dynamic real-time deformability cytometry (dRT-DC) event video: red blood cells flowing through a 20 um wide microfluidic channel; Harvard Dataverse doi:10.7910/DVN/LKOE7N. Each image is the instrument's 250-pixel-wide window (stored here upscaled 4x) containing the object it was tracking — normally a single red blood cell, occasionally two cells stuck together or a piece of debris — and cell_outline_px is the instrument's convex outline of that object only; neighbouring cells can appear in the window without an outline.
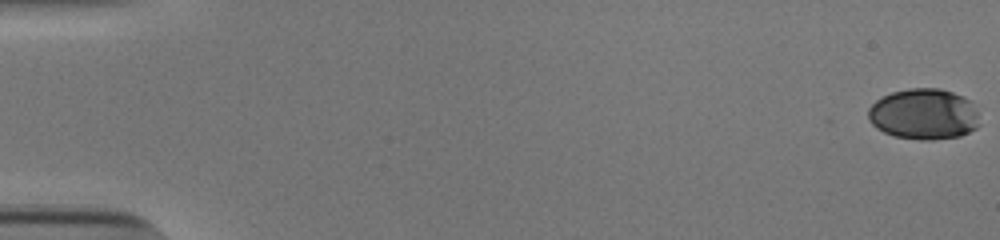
{"species": "human", "species_latin": "Homo sapiens", "temperature_condition": "cold", "stored_images_in_passage": 54, "camera_frame_rate_fps": 3000, "um_per_image_px": 0.085, "donor": {"sex": "male"}, "frame": {"image": 1, "passage_image": 1, "time_ms": 0.0, "image_size_px": [1000, 240], "cell_outline_px": [[980, 124], [976, 128], [960, 136], [932, 140], [920, 140], [896, 136], [884, 132], [876, 128], [868, 120], [868, 108], [876, 100], [892, 92], [908, 88], [940, 88], [964, 96], [972, 100]], "centroid_in_image_um": [78.53, 9.69], "position_along_channel_um": 6.5, "area_um2": 33.23}}
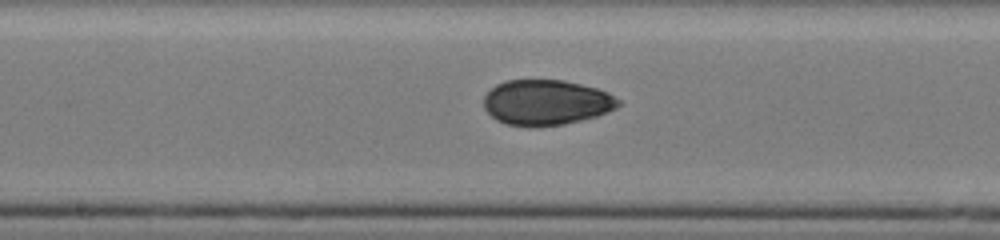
{"frame": {"image": 2, "passage_image": 30, "time_ms": 9.667, "image_size_px": [1000, 240], "cell_outline_px": [[620, 104], [616, 108], [608, 112], [596, 116], [564, 124], [532, 128], [508, 124], [496, 120], [484, 108], [484, 96], [496, 84], [508, 80], [564, 80], [596, 88], [608, 92], [620, 100]], "centroid_in_image_um": [46.43, 8.72], "position_along_channel_um": 201.8, "area_um2": 35.66}}
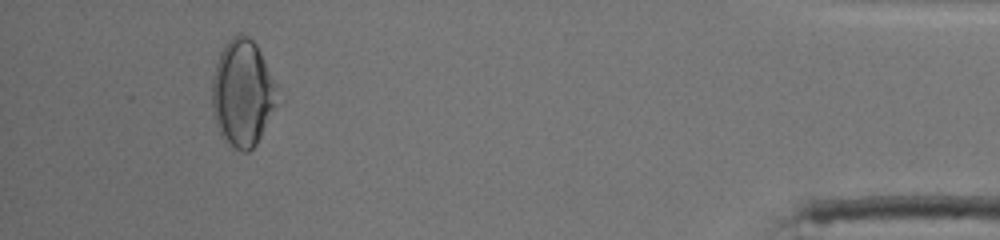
{"frame": {"image": 3, "passage_image": 51, "time_ms": 16.667, "image_size_px": [1000, 240], "cell_outline_px": [[276, 104], [256, 144], [248, 152], [240, 152], [224, 140], [220, 136], [216, 128], [212, 112], [212, 80], [216, 64], [220, 52], [224, 44], [232, 36], [240, 32], [248, 36], [256, 44], [276, 84]], "centroid_in_image_um": [20.57, 7.91], "position_along_channel_um": 414.6, "area_um2": 40.46}, "authors_computed_cell_mechanics": {"area_um2": 35.258, "velocity_mm_per_s": 3.8792, "shape_relaxation_time_tau1_ms": 6.7544, "shape_relaxation_time_tau2_ms": 2.1587, "deformation_change_tau1": 0.1494, "deformation_change_tau2": 0.0492}}